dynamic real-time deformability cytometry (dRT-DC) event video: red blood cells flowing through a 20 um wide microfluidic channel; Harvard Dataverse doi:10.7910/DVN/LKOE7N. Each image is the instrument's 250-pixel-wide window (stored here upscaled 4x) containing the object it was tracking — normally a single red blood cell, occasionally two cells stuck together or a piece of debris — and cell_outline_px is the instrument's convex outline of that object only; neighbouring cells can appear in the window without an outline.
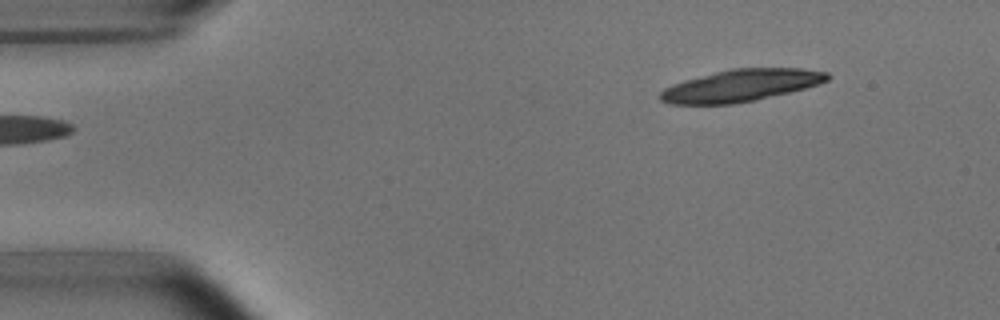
{"species": "common noctule bat (a hibernating species)", "species_latin": "Nyctalus noctula", "temperature_condition": "room temperature", "stored_images_in_passage": 5, "segment_of_instrument_passage": [2, 2], "camera_frame_rate_fps": 3000, "um_per_image_px": 0.085, "animal": {"sex": "male", "body_mass_g": 15.6}, "frame": {"image": 1, "passage_image": 5, "time_ms": 4.667, "image_size_px": [1000, 320], "cell_outline_px": [[832, 76], [828, 80], [820, 84], [756, 100], [732, 104], [668, 104], [660, 100], [660, 92], [664, 88], [672, 84], [684, 80], [732, 68], [800, 68], [828, 72]], "centroid_in_image_um": [62.98, 7.27], "position_along_channel_um": 22.0, "area_um2": 31.15}}